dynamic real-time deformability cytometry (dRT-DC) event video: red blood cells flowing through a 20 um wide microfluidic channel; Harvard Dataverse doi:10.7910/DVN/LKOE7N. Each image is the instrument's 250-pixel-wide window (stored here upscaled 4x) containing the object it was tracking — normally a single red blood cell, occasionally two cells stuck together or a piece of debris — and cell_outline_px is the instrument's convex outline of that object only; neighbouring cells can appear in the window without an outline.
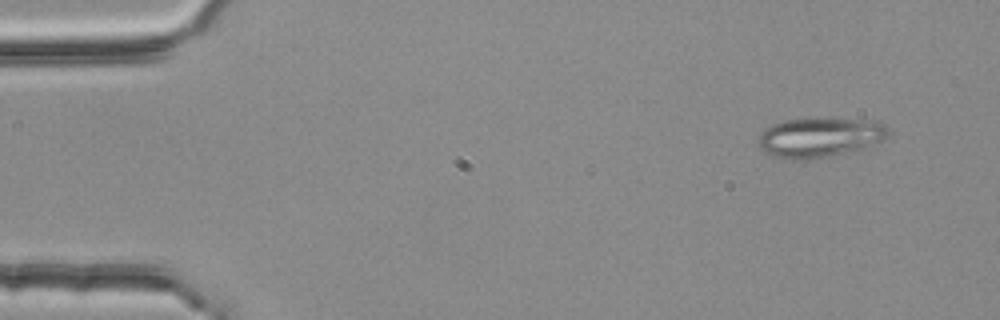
{"species": "common noctule bat (a hibernating species)", "species_latin": "Nyctalus noctula", "temperature_condition": "room temperature", "stored_images_in_passage": 3, "camera_frame_rate_fps": 3000, "um_per_image_px": 0.085, "animal": {"sex": "female", "body_mass_g": 25.1}, "frame": {"image": 1, "passage_image": 2, "time_ms": 0.333, "image_size_px": [1000, 320], "cell_outline_px": [[888, 136], [884, 140], [864, 148], [828, 156], [792, 160], [788, 160], [764, 152], [760, 144], [760, 132], [772, 124], [784, 120], [816, 116], [824, 116], [876, 120], [884, 124], [888, 128]], "centroid_in_image_um": [69.73, 11.61], "position_along_channel_um": 15.3, "area_um2": 30.69}}